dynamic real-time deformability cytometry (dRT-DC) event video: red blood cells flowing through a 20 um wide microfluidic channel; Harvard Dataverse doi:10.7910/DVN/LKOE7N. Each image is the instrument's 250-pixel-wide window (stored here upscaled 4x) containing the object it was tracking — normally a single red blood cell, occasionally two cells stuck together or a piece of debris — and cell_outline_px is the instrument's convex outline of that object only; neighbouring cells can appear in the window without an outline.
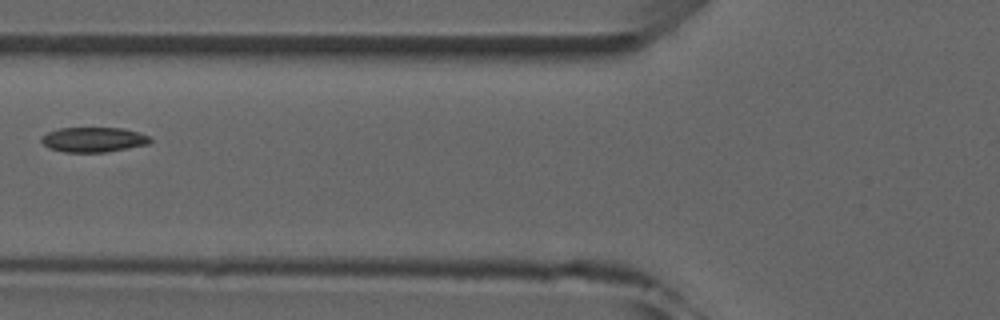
{"species": "common noctule bat (a hibernating species)", "species_latin": "Nyctalus noctula", "temperature_condition": "room temperature", "stored_images_in_passage": 6, "camera_frame_rate_fps": 3000, "um_per_image_px": 0.085, "animal": {"sex": "male", "forearm_length_mm": 52.5}, "frame": {"image": 1, "passage_image": 6, "time_ms": 5.667, "image_size_px": [1000, 320], "cell_outline_px": [[152, 140], [148, 144], [104, 152], [64, 152], [48, 148], [40, 140], [40, 136], [48, 132], [60, 128], [124, 128], [152, 136]], "centroid_in_image_um": [7.94, 11.86], "position_along_channel_um": 117.9, "area_um2": 15.84}}